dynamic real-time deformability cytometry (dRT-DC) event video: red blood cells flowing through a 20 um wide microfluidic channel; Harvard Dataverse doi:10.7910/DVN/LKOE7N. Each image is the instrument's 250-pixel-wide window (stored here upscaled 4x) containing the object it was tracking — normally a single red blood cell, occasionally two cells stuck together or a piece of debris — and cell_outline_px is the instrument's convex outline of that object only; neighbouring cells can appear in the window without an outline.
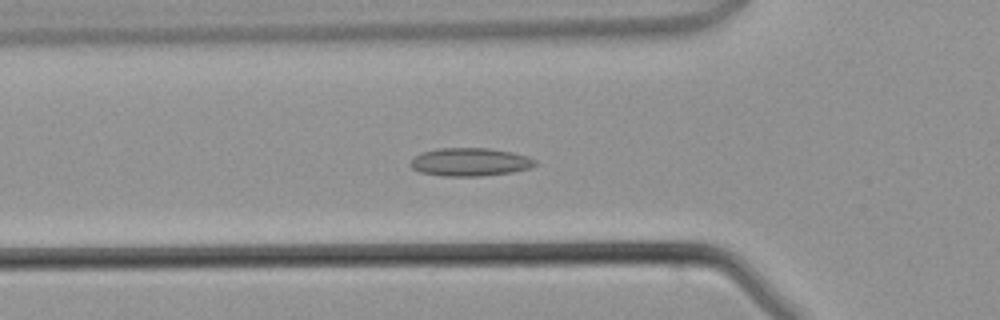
{"species": "common noctule bat (a hibernating species)", "species_latin": "Nyctalus noctula", "temperature_condition": "warm", "stored_images_in_passage": 41, "camera_frame_rate_fps": 3000, "um_per_image_px": 0.085, "animal": {"sex": "male", "body_mass_g": 21.5, "forearm_length_mm": 52.0}, "frame": {"image": 1, "passage_image": 11, "time_ms": 3.333, "image_size_px": [1000, 320], "cell_outline_px": [[536, 164], [532, 168], [512, 172], [480, 176], [444, 176], [420, 172], [412, 168], [408, 164], [420, 152], [436, 148], [488, 148], [512, 152], [528, 156], [536, 160]], "centroid_in_image_um": [39.95, 13.76], "position_along_channel_um": 85.8, "area_um2": 20.58}}
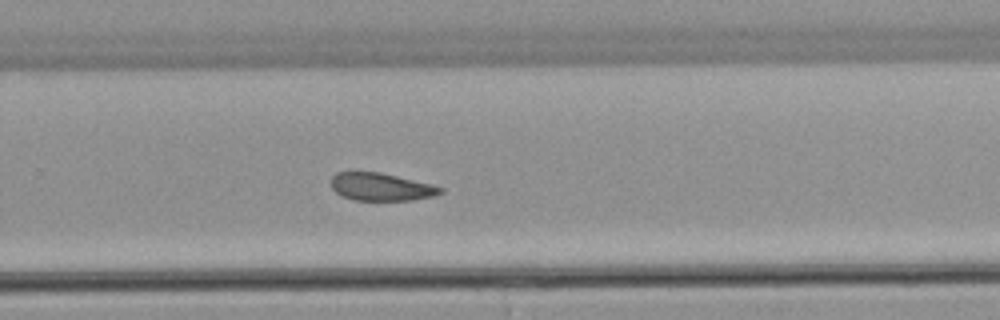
{"frame": {"image": 2, "passage_image": 25, "time_ms": 8.0, "image_size_px": [1000, 320], "cell_outline_px": [[444, 192], [432, 196], [412, 200], [352, 200], [336, 192], [332, 188], [328, 180], [336, 172], [380, 172], [432, 184], [444, 188]], "centroid_in_image_um": [32.37, 15.88], "position_along_channel_um": 297.4, "area_um2": 17.74}}
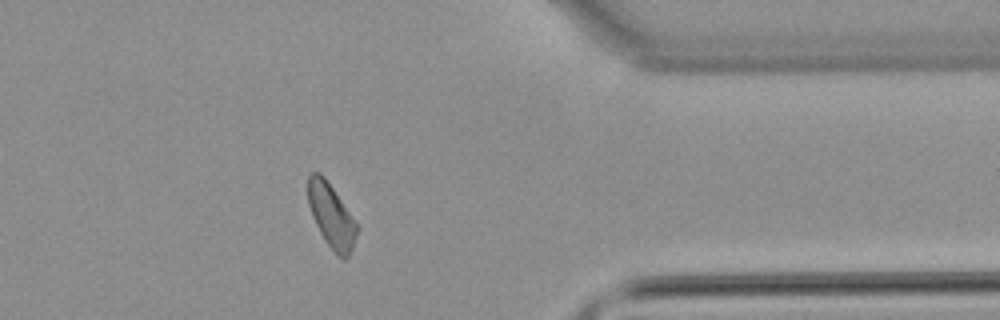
{"frame": {"image": 3, "passage_image": 32, "time_ms": 10.333, "image_size_px": [1000, 320], "cell_outline_px": [[360, 228], [352, 248], [348, 256], [344, 260], [336, 256], [332, 252], [324, 240], [312, 216], [308, 204], [308, 176], [312, 172], [320, 172], [324, 176], [356, 220]], "centroid_in_image_um": [28.19, 18.37], "position_along_channel_um": 383.2, "area_um2": 18.55}}